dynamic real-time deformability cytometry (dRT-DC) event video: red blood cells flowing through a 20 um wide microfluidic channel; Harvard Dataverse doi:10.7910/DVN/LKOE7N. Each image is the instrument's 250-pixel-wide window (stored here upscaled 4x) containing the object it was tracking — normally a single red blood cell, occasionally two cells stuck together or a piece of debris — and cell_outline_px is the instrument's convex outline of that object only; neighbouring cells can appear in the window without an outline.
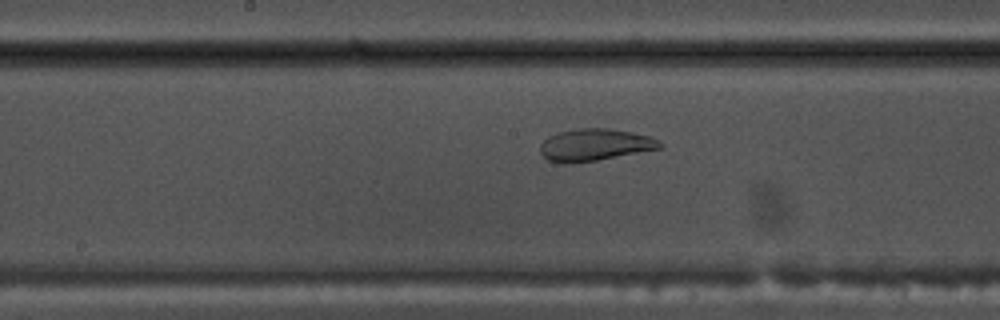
{"species": "common noctule bat (a hibernating species)", "species_latin": "Nyctalus noctula", "temperature_condition": "warm", "stored_images_in_passage": 50, "camera_frame_rate_fps": 3000, "um_per_image_px": 0.085, "animal": {"sex": "male", "body_mass_g": 17.5, "forearm_length_mm": 52.3}, "frame": {"image": 1, "passage_image": 24, "time_ms": 7.667, "image_size_px": [1000, 320], "cell_outline_px": [[664, 144], [660, 148], [596, 160], [568, 164], [564, 164], [548, 160], [540, 152], [540, 144], [548, 136], [560, 132], [580, 128], [608, 128], [632, 132], [648, 136], [660, 140]], "centroid_in_image_um": [50.54, 12.31], "position_along_channel_um": 197.7, "area_um2": 22.2}}
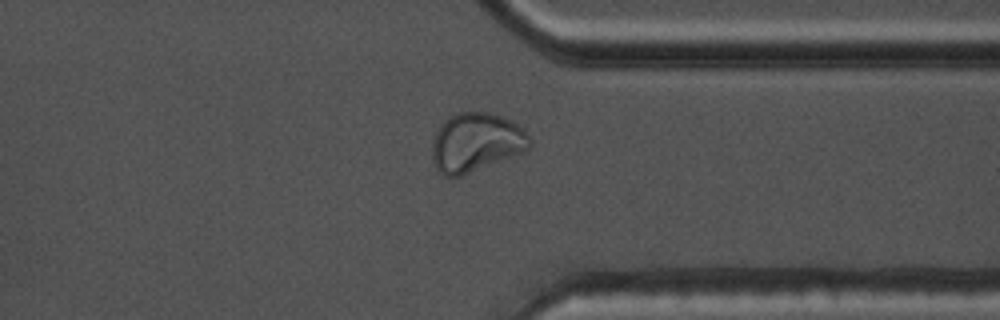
{"frame": {"image": 2, "passage_image": 38, "time_ms": 12.333, "image_size_px": [1000, 320], "cell_outline_px": [[532, 144], [524, 152], [460, 176], [444, 176], [432, 164], [432, 140], [440, 124], [444, 120], [460, 112], [488, 112], [512, 120], [520, 124], [524, 128], [532, 140]], "centroid_in_image_um": [40.48, 12.09], "position_along_channel_um": 370.9, "area_um2": 33.7}}
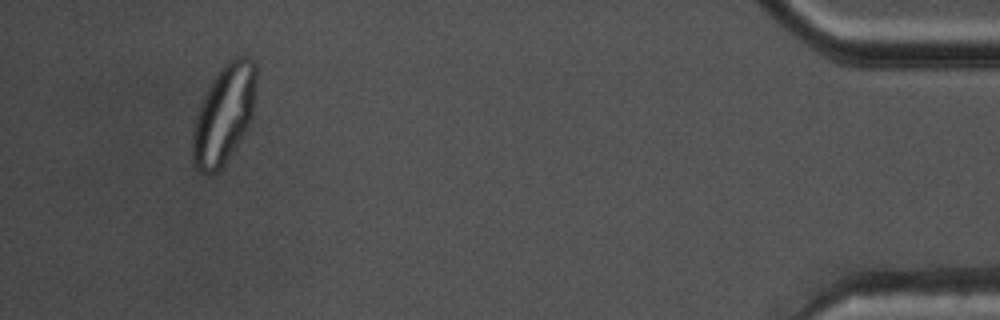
{"frame": {"image": 3, "passage_image": 47, "time_ms": 15.333, "image_size_px": [1000, 320], "cell_outline_px": [[256, 88], [252, 120], [232, 152], [220, 168], [212, 176], [204, 176], [192, 164], [192, 128], [200, 104], [212, 80], [220, 68], [228, 60], [236, 56], [248, 56], [256, 64]], "centroid_in_image_um": [19.03, 9.73], "position_along_channel_um": 416.2, "area_um2": 37.05}}